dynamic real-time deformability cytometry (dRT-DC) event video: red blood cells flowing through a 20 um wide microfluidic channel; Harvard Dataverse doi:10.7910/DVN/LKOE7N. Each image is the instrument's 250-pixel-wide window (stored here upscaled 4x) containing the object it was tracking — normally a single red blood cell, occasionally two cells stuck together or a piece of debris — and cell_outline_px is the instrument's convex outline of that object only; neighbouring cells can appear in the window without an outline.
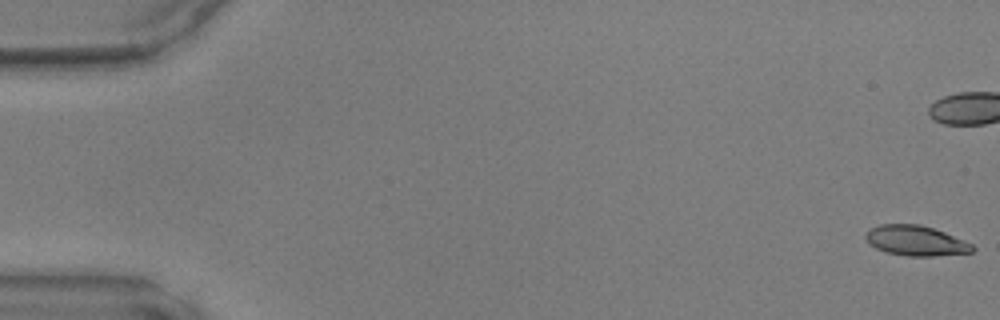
{"species": "common noctule bat (a hibernating species)", "species_latin": "Nyctalus noctula", "temperature_condition": "warm", "stored_images_in_passage": 13, "camera_frame_rate_fps": 3000, "um_per_image_px": 0.085, "animal": {"sex": "male", "body_mass_g": 17.9, "forearm_length_mm": 54.2}, "frame": {"image": 1, "passage_image": 1, "time_ms": 0.0, "image_size_px": [1000, 320], "cell_outline_px": [[976, 248], [972, 252], [932, 256], [908, 256], [888, 252], [876, 248], [868, 244], [864, 236], [872, 228], [880, 224], [920, 224], [944, 232], [964, 240], [972, 244]], "centroid_in_image_um": [77.84, 20.46], "position_along_channel_um": 7.2, "area_um2": 18.61}}